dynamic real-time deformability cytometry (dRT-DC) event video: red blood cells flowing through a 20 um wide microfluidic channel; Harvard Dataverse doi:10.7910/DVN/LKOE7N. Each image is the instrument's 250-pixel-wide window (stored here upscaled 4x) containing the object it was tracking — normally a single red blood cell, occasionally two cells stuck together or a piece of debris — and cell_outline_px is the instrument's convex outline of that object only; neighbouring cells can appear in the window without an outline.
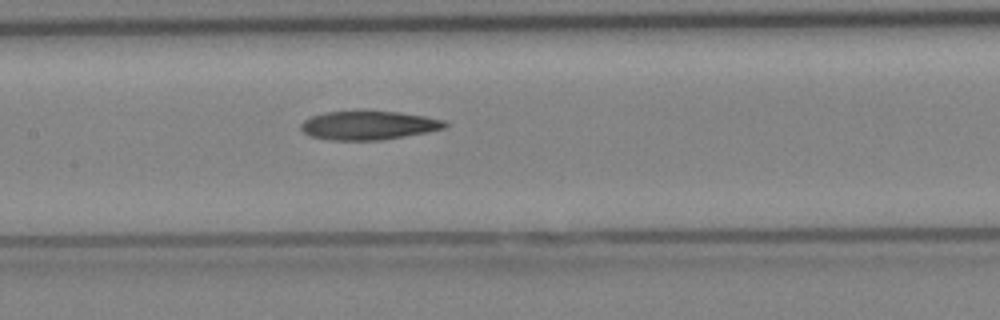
{"species": "Egyptian fruit bat (a non-hibernating species)", "species_latin": "Rousettus aegyptiacus", "temperature_condition": "cold", "stored_images_in_passage": 5, "segment_of_instrument_passage": [1, 2], "camera_frame_rate_fps": 3000, "um_per_image_px": 0.085, "animal": {"sex": "female"}, "frame": {"image": 1, "passage_image": 4, "time_ms": 3.667, "image_size_px": [1000, 320], "cell_outline_px": [[448, 124], [444, 128], [428, 132], [380, 140], [332, 140], [312, 136], [304, 132], [300, 128], [300, 124], [304, 120], [312, 116], [324, 112], [400, 112], [424, 116], [444, 120]], "centroid_in_image_um": [31.33, 10.66], "position_along_channel_um": 176.1, "area_um2": 23.76}}